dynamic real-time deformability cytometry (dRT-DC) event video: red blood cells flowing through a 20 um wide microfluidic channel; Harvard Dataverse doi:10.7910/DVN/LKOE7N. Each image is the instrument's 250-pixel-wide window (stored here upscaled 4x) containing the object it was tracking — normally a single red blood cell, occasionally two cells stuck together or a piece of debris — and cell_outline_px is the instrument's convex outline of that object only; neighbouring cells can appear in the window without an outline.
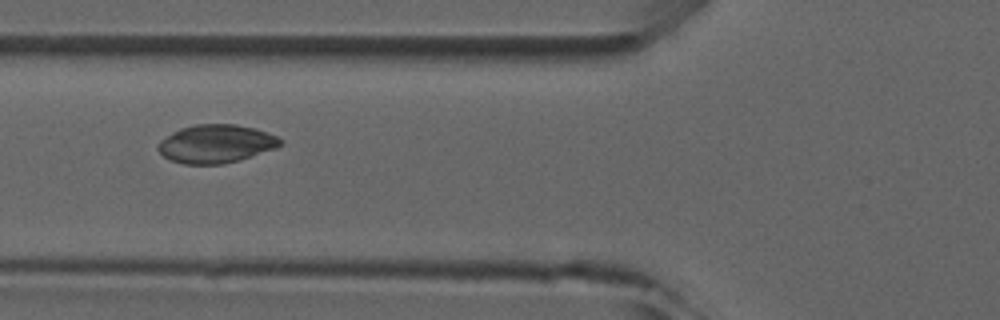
{"species": "common noctule bat (a hibernating species)", "species_latin": "Nyctalus noctula", "temperature_condition": "room temperature", "stored_images_in_passage": 5, "camera_frame_rate_fps": 3000, "um_per_image_px": 0.085, "animal": {"sex": "male", "forearm_length_mm": 52.5}, "frame": {"image": 1, "passage_image": 5, "time_ms": 4.333, "image_size_px": [1000, 320], "cell_outline_px": [[284, 144], [276, 148], [240, 160], [224, 164], [184, 164], [168, 160], [156, 148], [160, 140], [172, 132], [180, 128], [196, 124], [236, 124], [256, 128], [276, 136], [284, 140]], "centroid_in_image_um": [18.37, 12.22], "position_along_channel_um": 107.4, "area_um2": 27.57}}